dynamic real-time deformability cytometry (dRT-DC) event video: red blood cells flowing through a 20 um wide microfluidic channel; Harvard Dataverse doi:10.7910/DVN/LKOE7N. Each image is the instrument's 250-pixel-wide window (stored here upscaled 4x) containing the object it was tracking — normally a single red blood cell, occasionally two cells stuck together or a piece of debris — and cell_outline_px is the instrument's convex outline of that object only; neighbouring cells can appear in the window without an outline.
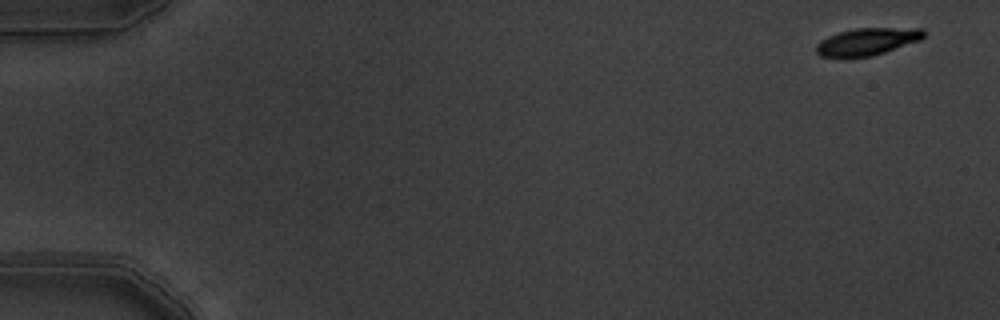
{"species": "common noctule bat (a hibernating species)", "species_latin": "Nyctalus noctula", "temperature_condition": "warm", "stored_images_in_passage": 6, "camera_frame_rate_fps": 3000, "um_per_image_px": 0.085, "animal": {"sex": "male", "body_mass_g": 19.5, "forearm_length_mm": 54.6}, "frame": {"image": 1, "passage_image": 1, "time_ms": 0.0, "image_size_px": [1000, 320], "cell_outline_px": [[924, 36], [920, 40], [872, 56], [848, 60], [820, 56], [816, 52], [816, 44], [820, 40], [828, 36], [840, 32], [856, 28], [924, 28]], "centroid_in_image_um": [73.64, 3.57], "position_along_channel_um": 11.4, "area_um2": 17.51}}
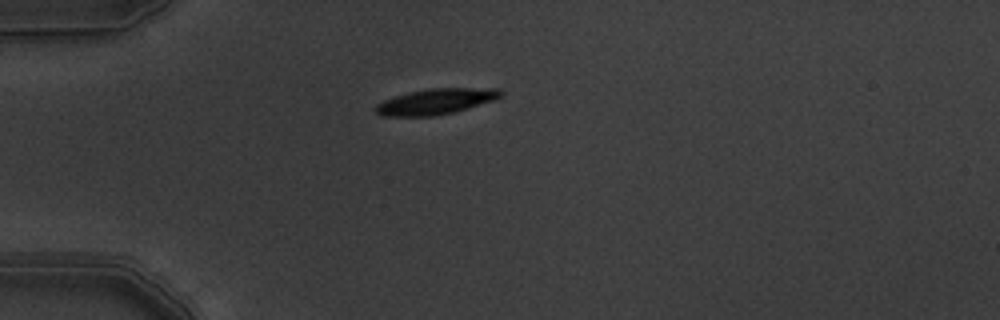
{"frame": {"image": 2, "passage_image": 5, "time_ms": 1.333, "image_size_px": [1000, 320], "cell_outline_px": [[504, 96], [496, 100], [468, 108], [452, 112], [432, 116], [380, 116], [372, 108], [376, 104], [384, 100], [408, 92], [428, 88], [500, 88], [504, 92]], "centroid_in_image_um": [37.08, 8.62], "position_along_channel_um": 47.9, "area_um2": 18.96}}